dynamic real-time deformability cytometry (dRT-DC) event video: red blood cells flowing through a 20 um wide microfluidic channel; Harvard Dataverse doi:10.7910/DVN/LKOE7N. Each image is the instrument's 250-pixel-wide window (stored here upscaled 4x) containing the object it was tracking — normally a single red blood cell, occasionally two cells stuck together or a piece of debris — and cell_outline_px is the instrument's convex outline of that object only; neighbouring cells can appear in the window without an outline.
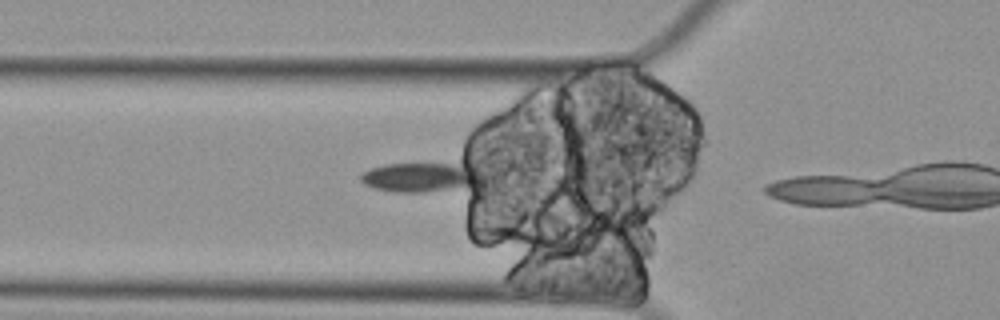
{"species": "Egyptian fruit bat (a non-hibernating species)", "species_latin": "Rousettus aegyptiacus", "temperature_condition": "cold", "stored_images_in_passage": 15, "camera_frame_rate_fps": 3000, "um_per_image_px": 0.085, "animal": {"sex": "female"}, "frame": {"image": 1, "passage_image": 14, "time_ms": 4.333, "image_size_px": [1000, 320], "cell_outline_px": [[488, 180], [484, 184], [424, 192], [396, 192], [376, 188], [364, 184], [360, 180], [360, 176], [364, 172], [372, 168], [384, 164], [472, 164], [480, 168], [488, 176]], "centroid_in_image_um": [35.97, 15.05], "position_along_channel_um": 89.8, "area_um2": 21.39}}